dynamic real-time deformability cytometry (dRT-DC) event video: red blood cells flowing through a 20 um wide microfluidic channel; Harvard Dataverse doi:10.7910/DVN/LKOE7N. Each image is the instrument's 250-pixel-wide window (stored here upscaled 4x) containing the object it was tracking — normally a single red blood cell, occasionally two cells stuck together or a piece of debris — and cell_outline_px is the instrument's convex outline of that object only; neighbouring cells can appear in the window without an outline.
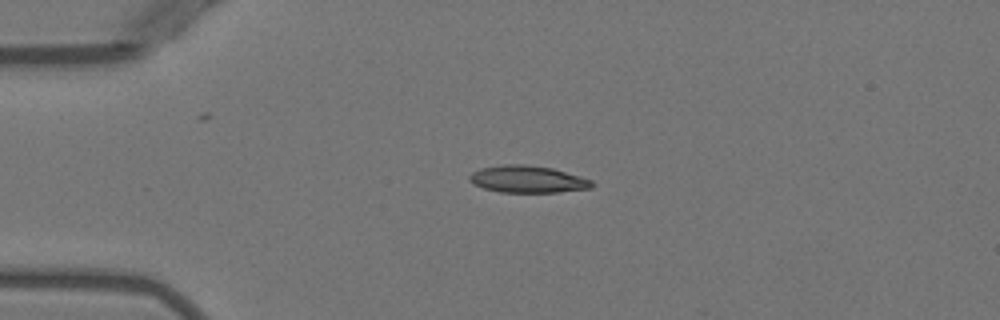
{"species": "Egyptian fruit bat (a non-hibernating species)", "species_latin": "Rousettus aegyptiacus", "temperature_condition": "warm", "stored_images_in_passage": 4, "camera_frame_rate_fps": 3000, "um_per_image_px": 0.085, "animal": {"sex": "female"}, "frame": {"image": 1, "passage_image": 3, "time_ms": 2.333, "image_size_px": [1000, 320], "cell_outline_px": [[592, 188], [556, 192], [500, 192], [484, 188], [468, 180], [468, 176], [472, 172], [480, 168], [500, 164], [524, 164], [552, 168], [580, 176], [592, 180]], "centroid_in_image_um": [44.82, 15.22], "position_along_channel_um": 40.2, "area_um2": 19.25}}